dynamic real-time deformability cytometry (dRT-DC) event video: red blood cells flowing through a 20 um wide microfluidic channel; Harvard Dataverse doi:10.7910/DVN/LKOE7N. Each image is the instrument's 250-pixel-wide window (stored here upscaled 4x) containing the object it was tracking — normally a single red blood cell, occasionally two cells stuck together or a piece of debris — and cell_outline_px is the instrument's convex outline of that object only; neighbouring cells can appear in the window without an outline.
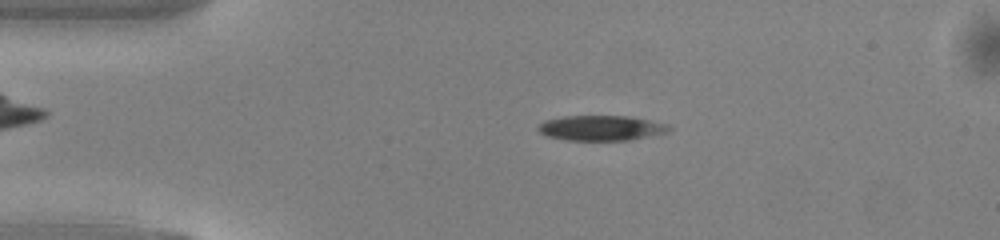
{"species": "common noctule bat (a hibernating species)", "species_latin": "Nyctalus noctula", "temperature_condition": "warm", "stored_images_in_passage": 48, "camera_frame_rate_fps": 3000, "um_per_image_px": 0.085, "animal": {"sex": "male", "body_mass_g": 13.0, "forearm_length_mm": 53.1}, "frame": {"image": 1, "passage_image": 9, "time_ms": 2.667, "image_size_px": [1000, 240], "cell_outline_px": [[672, 128], [668, 132], [628, 140], [564, 140], [548, 136], [540, 132], [536, 128], [544, 120], [564, 116], [628, 116], [668, 124]], "centroid_in_image_um": [51.08, 10.88], "position_along_channel_um": 33.9, "area_um2": 19.07}}
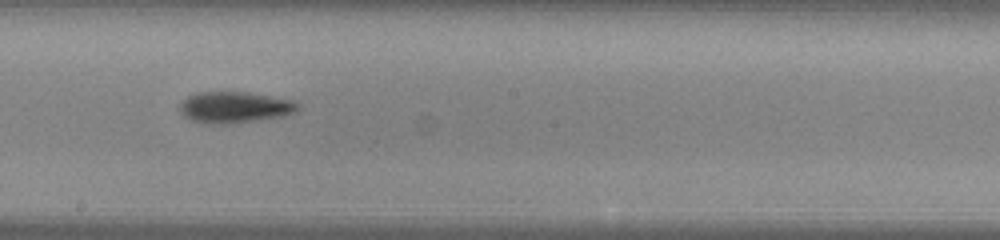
{"frame": {"image": 2, "passage_image": 26, "time_ms": 8.333, "image_size_px": [1000, 240], "cell_outline_px": [[300, 108], [296, 112], [280, 116], [256, 120], [228, 124], [200, 124], [184, 116], [176, 108], [188, 96], [196, 92], [248, 92], [292, 100], [300, 104]], "centroid_in_image_um": [19.9, 9.12], "position_along_channel_um": 228.3, "area_um2": 21.68}}
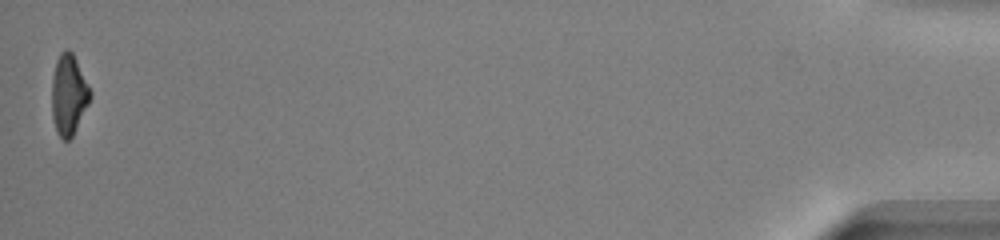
{"frame": {"image": 3, "passage_image": 48, "time_ms": 15.667, "image_size_px": [1000, 240], "cell_outline_px": [[92, 96], [72, 136], [68, 140], [64, 140], [56, 132], [52, 116], [52, 76], [56, 60], [60, 52], [64, 48], [68, 48], [72, 52], [92, 92]], "centroid_in_image_um": [5.82, 8.02], "position_along_channel_um": 429.4, "area_um2": 17.98}, "authors_computed_cell_mechanics": {"area_um2": 19.9988, "velocity_mm_per_s": 4.1307, "shape_relaxation_time_tau1_ms": 3.0471, "shape_relaxation_time_tau2_ms": 8.5372, "deformation_change_tau1": 0.159, "deformation_change_tau2": 0.2184}}